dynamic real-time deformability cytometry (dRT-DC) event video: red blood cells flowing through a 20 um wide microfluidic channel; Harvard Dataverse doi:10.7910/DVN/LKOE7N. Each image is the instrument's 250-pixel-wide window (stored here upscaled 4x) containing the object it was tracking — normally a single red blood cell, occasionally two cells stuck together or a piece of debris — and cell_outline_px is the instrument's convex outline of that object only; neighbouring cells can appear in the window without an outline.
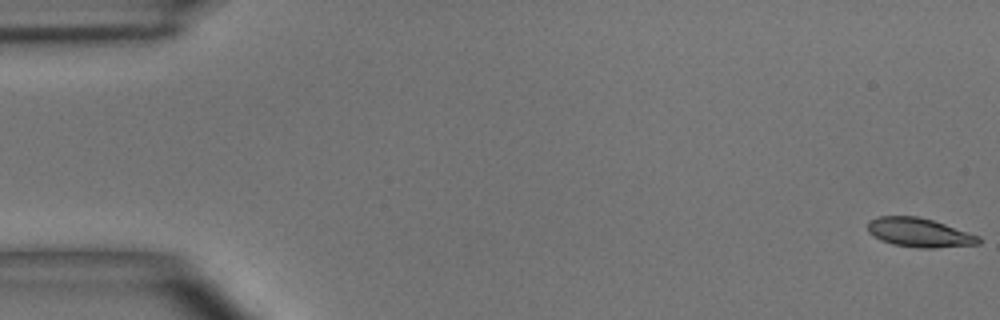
{"species": "common noctule bat (a hibernating species)", "species_latin": "Nyctalus noctula", "temperature_condition": "room temperature", "stored_images_in_passage": 5, "camera_frame_rate_fps": 3000, "um_per_image_px": 0.085, "animal": {"sex": "male", "body_mass_g": 15.6}, "frame": {"image": 1, "passage_image": 1, "time_ms": 0.0, "image_size_px": [1000, 320], "cell_outline_px": [[980, 244], [932, 248], [920, 248], [892, 244], [880, 240], [868, 232], [868, 220], [880, 216], [916, 216], [932, 220], [980, 236]], "centroid_in_image_um": [78.12, 19.77], "position_along_channel_um": 6.9, "area_um2": 18.67}}
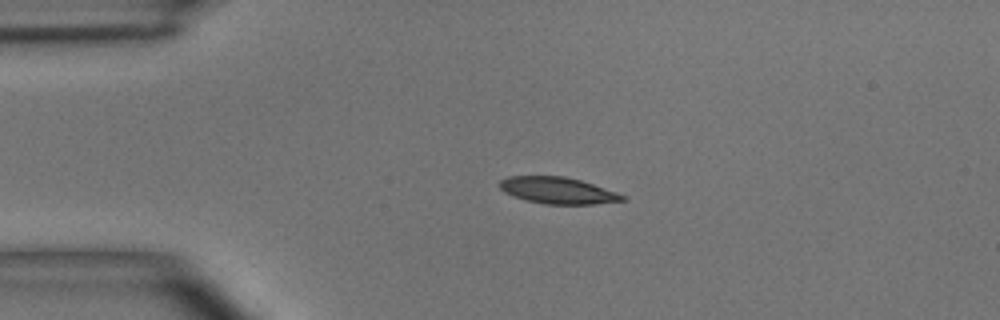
{"frame": {"image": 2, "passage_image": 4, "time_ms": 3.667, "image_size_px": [1000, 320], "cell_outline_px": [[628, 200], [592, 204], [544, 204], [512, 196], [504, 192], [500, 188], [500, 180], [508, 176], [564, 176], [580, 180], [628, 196]], "centroid_in_image_um": [47.42, 16.19], "position_along_channel_um": 37.6, "area_um2": 18.96}}